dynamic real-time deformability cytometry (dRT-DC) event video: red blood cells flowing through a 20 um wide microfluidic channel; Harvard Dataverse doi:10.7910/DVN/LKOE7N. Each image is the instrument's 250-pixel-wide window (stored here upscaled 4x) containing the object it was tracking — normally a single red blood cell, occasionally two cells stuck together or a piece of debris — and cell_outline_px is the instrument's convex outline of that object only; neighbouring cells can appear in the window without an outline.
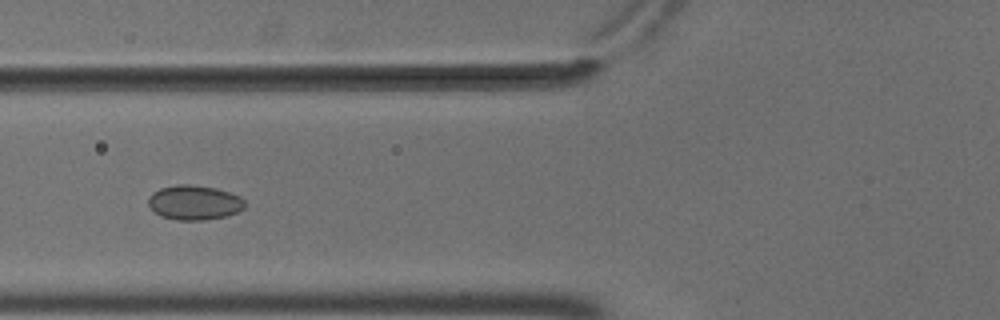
{"species": "common noctule bat (a hibernating species)", "species_latin": "Nyctalus noctula", "temperature_condition": "cold", "stored_images_in_passage": 6, "camera_frame_rate_fps": 3000, "um_per_image_px": 0.085, "animal": {"sex": "male", "body_mass_g": 18.8}, "frame": {"image": 1, "passage_image": 5, "time_ms": 1.333, "image_size_px": [1000, 320], "cell_outline_px": [[244, 208], [236, 212], [224, 216], [204, 220], [176, 220], [160, 216], [148, 204], [148, 196], [152, 192], [160, 188], [176, 184], [192, 184], [216, 188], [240, 196], [244, 200]], "centroid_in_image_um": [16.48, 17.2], "position_along_channel_um": 109.3, "area_um2": 19.48}}
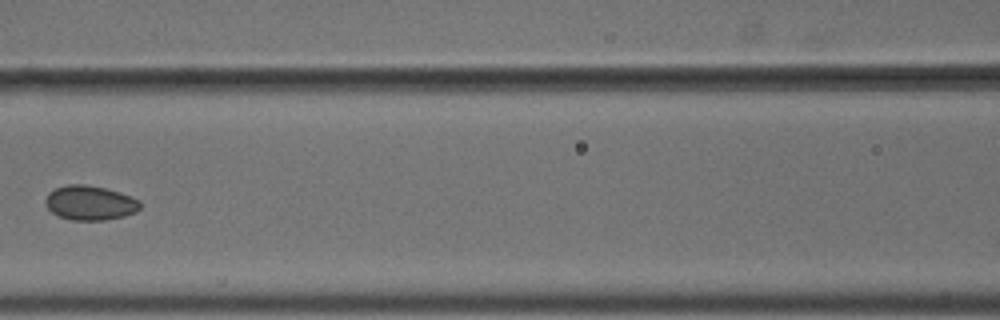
{"frame": {"image": 2, "passage_image": 6, "time_ms": 1.667, "image_size_px": [1000, 320], "cell_outline_px": [[140, 208], [136, 212], [124, 216], [104, 220], [72, 220], [60, 216], [52, 212], [44, 204], [44, 200], [48, 192], [56, 188], [68, 184], [84, 184], [104, 188], [120, 192], [140, 200]], "centroid_in_image_um": [7.64, 17.24], "position_along_channel_um": 159.0, "area_um2": 19.07}}